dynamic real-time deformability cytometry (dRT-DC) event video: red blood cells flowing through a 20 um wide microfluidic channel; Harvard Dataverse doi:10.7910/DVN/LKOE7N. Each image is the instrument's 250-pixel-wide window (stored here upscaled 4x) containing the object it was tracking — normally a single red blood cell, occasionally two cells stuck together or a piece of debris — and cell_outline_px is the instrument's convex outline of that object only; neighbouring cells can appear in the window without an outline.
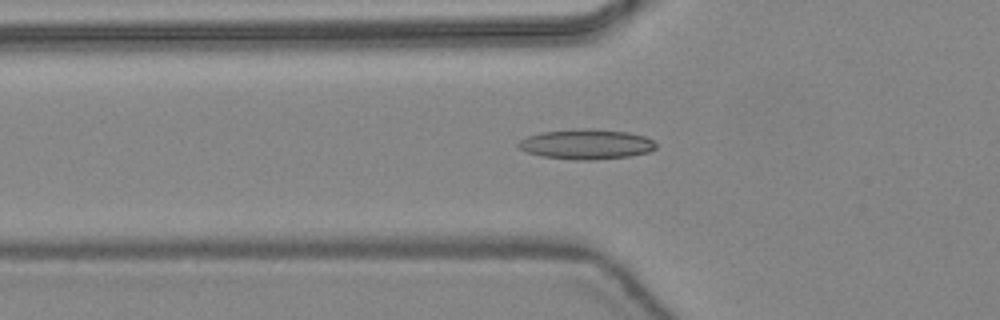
{"species": "common noctule bat (a hibernating species)", "species_latin": "Nyctalus noctula", "temperature_condition": "warm", "stored_images_in_passage": 48, "camera_frame_rate_fps": 3000, "um_per_image_px": 0.085, "animal": {"sex": "female", "body_mass_g": 24.6, "forearm_length_mm": 56.2}, "frame": {"image": 1, "passage_image": 17, "time_ms": 5.333, "image_size_px": [1000, 320], "cell_outline_px": [[656, 148], [648, 152], [628, 156], [592, 160], [576, 160], [544, 156], [528, 152], [520, 148], [516, 144], [520, 140], [528, 136], [540, 132], [580, 128], [592, 128], [628, 132], [644, 136], [652, 140], [656, 144]], "centroid_in_image_um": [49.84, 12.24], "position_along_channel_um": 76.0, "area_um2": 23.99}}
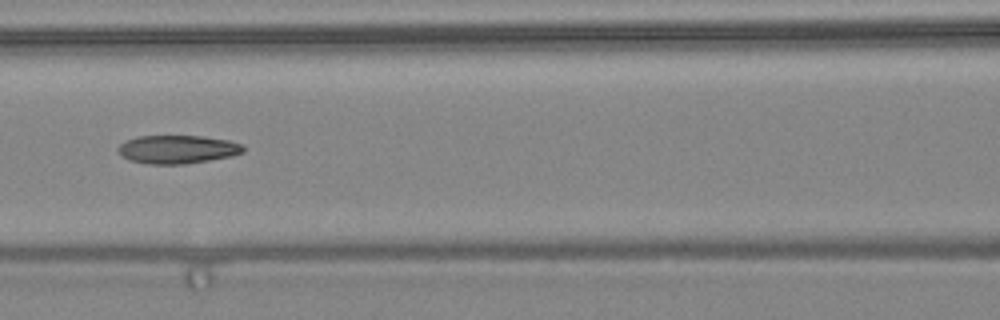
{"frame": {"image": 2, "passage_image": 22, "time_ms": 7.0, "image_size_px": [1000, 320], "cell_outline_px": [[244, 152], [232, 156], [184, 164], [148, 164], [128, 160], [120, 156], [116, 148], [120, 144], [136, 136], [200, 136], [228, 140], [244, 144]], "centroid_in_image_um": [15.06, 12.7], "position_along_channel_um": 151.5, "area_um2": 20.81}}
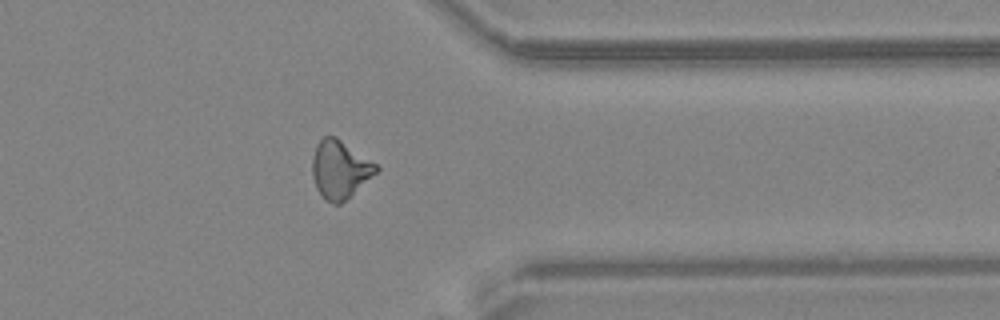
{"frame": {"image": 3, "passage_image": 38, "time_ms": 12.333, "image_size_px": [1000, 320], "cell_outline_px": [[380, 168], [376, 172], [340, 204], [332, 204], [324, 200], [316, 188], [312, 176], [312, 156], [316, 144], [324, 136], [336, 136], [376, 164]], "centroid_in_image_um": [28.84, 14.39], "position_along_channel_um": 382.6, "area_um2": 21.39}, "authors_computed_cell_mechanics": {"area_um2": 21.2993, "velocity_mm_per_s": 4.4668, "shape_relaxation_time_tau1_ms": null, "shape_relaxation_time_tau2_ms": 2.8394, "deformation_change_tau1": null, "deformation_change_tau2": 0.1069}}